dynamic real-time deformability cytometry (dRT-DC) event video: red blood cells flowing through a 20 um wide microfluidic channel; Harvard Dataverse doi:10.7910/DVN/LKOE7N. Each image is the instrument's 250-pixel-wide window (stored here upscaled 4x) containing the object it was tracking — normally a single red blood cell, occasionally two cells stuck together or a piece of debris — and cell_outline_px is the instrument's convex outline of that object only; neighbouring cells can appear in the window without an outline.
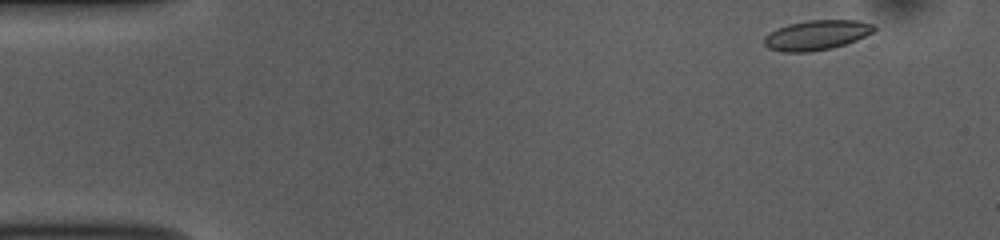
{"species": "common noctule bat (a hibernating species)", "species_latin": "Nyctalus noctula", "temperature_condition": "room temperature", "stored_images_in_passage": 47, "camera_frame_rate_fps": 3000, "um_per_image_px": 0.085, "animal": {"sex": "female", "body_mass_g": 10.0, "forearm_length_mm": 53.1}, "frame": {"image": 1, "passage_image": 1, "time_ms": 0.0, "image_size_px": [1000, 240], "cell_outline_px": [[876, 28], [872, 32], [856, 40], [832, 48], [812, 52], [784, 52], [768, 48], [764, 44], [764, 36], [776, 28], [788, 24], [808, 20], [856, 20], [872, 24]], "centroid_in_image_um": [69.37, 2.98], "position_along_channel_um": 15.6, "area_um2": 19.07}}
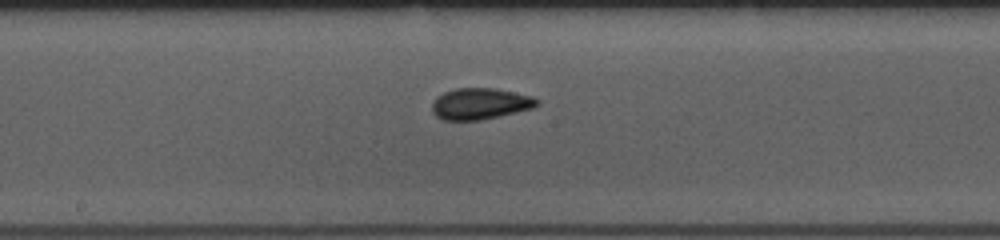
{"frame": {"image": 2, "passage_image": 24, "time_ms": 7.667, "image_size_px": [1000, 240], "cell_outline_px": [[540, 104], [532, 108], [516, 112], [480, 120], [444, 120], [436, 116], [432, 112], [432, 104], [436, 96], [444, 92], [456, 88], [496, 88], [532, 96], [540, 100]], "centroid_in_image_um": [40.81, 8.81], "position_along_channel_um": 207.4, "area_um2": 19.19}}
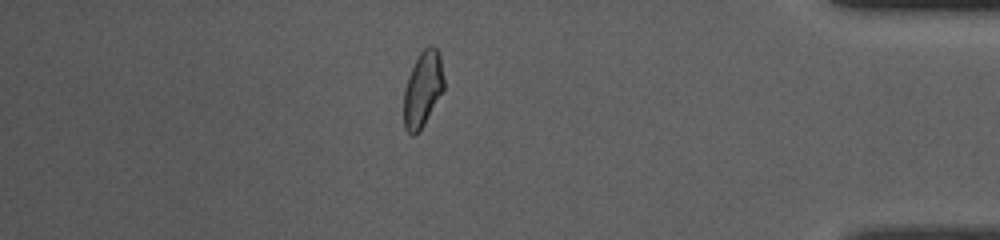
{"frame": {"image": 3, "passage_image": 42, "time_ms": 13.667, "image_size_px": [1000, 240], "cell_outline_px": [[444, 88], [420, 132], [416, 136], [412, 136], [404, 128], [404, 88], [408, 76], [420, 52], [428, 44], [432, 44], [436, 48], [440, 56], [444, 80]], "centroid_in_image_um": [35.92, 7.59], "position_along_channel_um": 399.3, "area_um2": 17.74}, "authors_computed_cell_mechanics": {"area_um2": 18.7272, "velocity_mm_per_s": 3.8061, "shape_relaxation_time_tau1_ms": 4.7084, "shape_relaxation_time_tau2_ms": 1.8122, "deformation_change_tau1": 0.1106, "deformation_change_tau2": 0.0537}}